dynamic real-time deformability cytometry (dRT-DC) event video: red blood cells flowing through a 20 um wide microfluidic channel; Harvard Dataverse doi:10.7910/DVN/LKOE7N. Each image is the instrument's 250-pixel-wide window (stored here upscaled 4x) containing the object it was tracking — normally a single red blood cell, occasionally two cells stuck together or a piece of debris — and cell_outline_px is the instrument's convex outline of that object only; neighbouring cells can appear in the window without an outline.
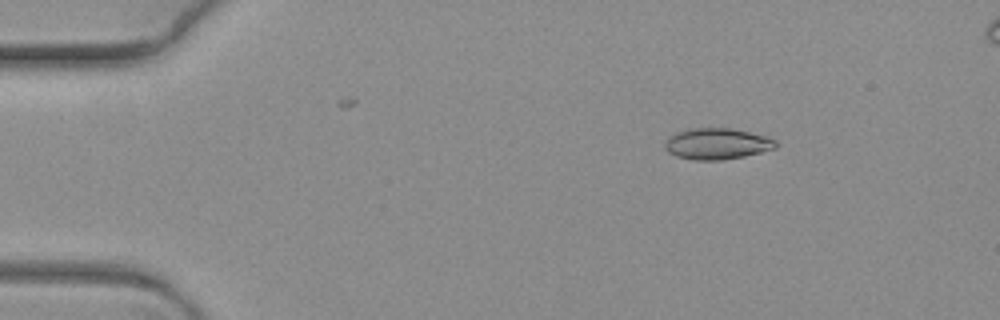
{"species": "common noctule bat (a hibernating species)", "species_latin": "Nyctalus noctula", "temperature_condition": "warm", "stored_images_in_passage": 7, "camera_frame_rate_fps": 3000, "um_per_image_px": 0.085, "animal": {"sex": "female", "body_mass_g": 19.3, "forearm_length_mm": 54.1}, "frame": {"image": 1, "passage_image": 3, "time_ms": 0.667, "image_size_px": [1000, 320], "cell_outline_px": [[776, 148], [744, 156], [720, 160], [696, 160], [676, 156], [668, 152], [664, 148], [664, 140], [668, 136], [676, 132], [688, 128], [732, 128], [764, 136], [776, 140]], "centroid_in_image_um": [60.88, 12.21], "position_along_channel_um": 24.1, "area_um2": 20.17}}